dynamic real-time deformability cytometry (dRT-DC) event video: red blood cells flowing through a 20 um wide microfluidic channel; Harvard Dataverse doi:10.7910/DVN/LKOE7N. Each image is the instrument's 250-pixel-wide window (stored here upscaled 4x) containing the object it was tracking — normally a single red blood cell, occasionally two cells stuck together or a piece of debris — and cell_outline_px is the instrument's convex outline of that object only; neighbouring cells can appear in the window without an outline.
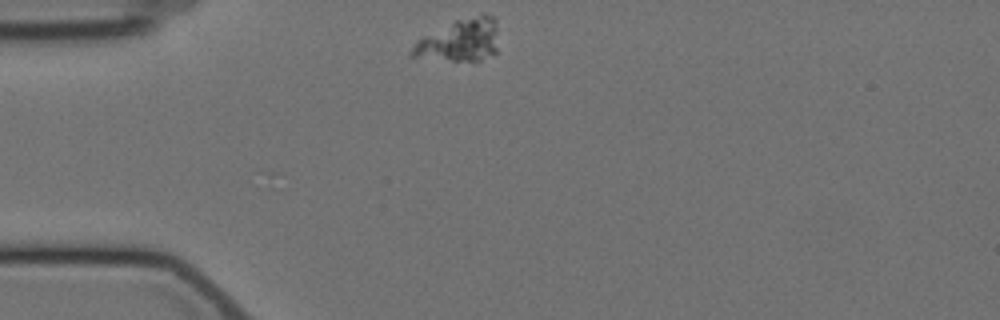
{"species": "Egyptian fruit bat (a non-hibernating species)", "species_latin": "Rousettus aegyptiacus", "temperature_condition": "cold", "stored_images_in_passage": 46, "camera_frame_rate_fps": 3000, "um_per_image_px": 0.085, "animal": {"sex": "female"}, "frame": {"image": 1, "passage_image": 1, "time_ms": 0.0, "image_size_px": [1000, 320], "cell_outline_px": [[496, 52], [480, 60], [452, 60], [408, 56], [408, 52], [416, 40], [456, 20], [480, 12], [484, 12], [492, 16], [496, 20]], "centroid_in_image_um": [39.07, 3.39], "position_along_channel_um": 45.9, "area_um2": 21.27}}
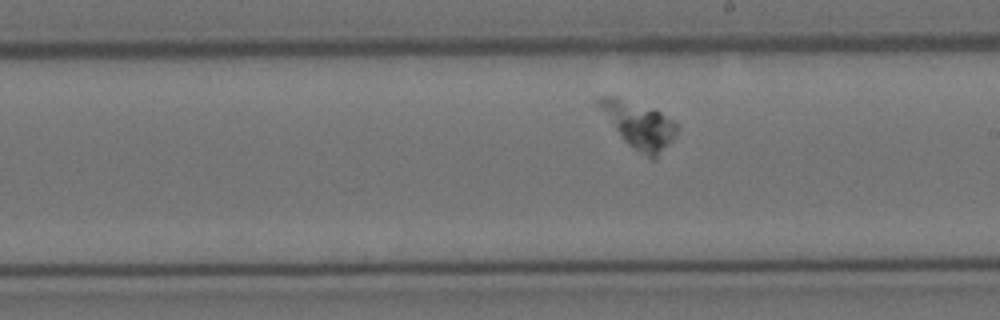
{"frame": {"image": 2, "passage_image": 20, "time_ms": 6.333, "image_size_px": [1000, 320], "cell_outline_px": [[676, 132], [672, 140], [656, 160], [652, 160], [624, 140], [620, 136], [596, 104], [596, 100], [604, 96], [616, 96], [652, 108], [660, 112], [672, 120], [676, 124]], "centroid_in_image_um": [54.3, 10.62], "position_along_channel_um": 234.7, "area_um2": 20.58}}
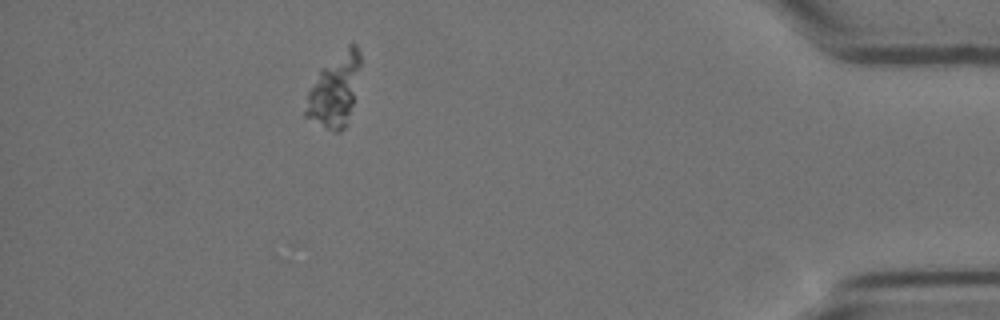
{"frame": {"image": 3, "passage_image": 40, "time_ms": 13.0, "image_size_px": [1000, 320], "cell_outline_px": [[360, 64], [352, 104], [344, 128], [340, 132], [332, 132], [304, 116], [304, 112], [308, 92], [320, 68], [352, 40], [356, 44], [360, 52]], "centroid_in_image_um": [28.42, 7.63], "position_along_channel_um": 406.8, "area_um2": 23.06}}